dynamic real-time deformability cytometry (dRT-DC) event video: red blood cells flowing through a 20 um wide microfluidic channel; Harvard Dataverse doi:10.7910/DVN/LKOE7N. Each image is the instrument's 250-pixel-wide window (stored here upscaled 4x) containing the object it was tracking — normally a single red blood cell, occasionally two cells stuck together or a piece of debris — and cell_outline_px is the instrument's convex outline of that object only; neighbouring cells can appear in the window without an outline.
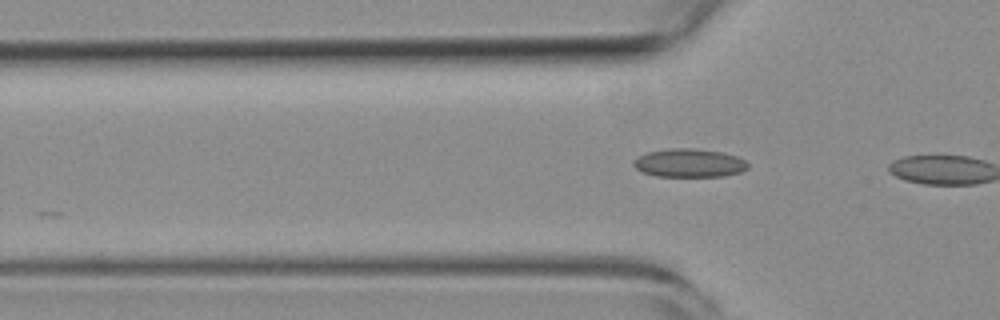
{"species": "common noctule bat (a hibernating species)", "species_latin": "Nyctalus noctula", "temperature_condition": "room temperature", "stored_images_in_passage": 5, "camera_frame_rate_fps": 3000, "um_per_image_px": 0.085, "animal": {"sex": "female", "body_mass_g": 19.3, "forearm_length_mm": 54.1}, "frame": {"image": 1, "passage_image": 3, "time_ms": 3.0, "image_size_px": [1000, 320], "cell_outline_px": [[748, 168], [740, 172], [724, 176], [656, 176], [644, 172], [636, 168], [632, 164], [632, 160], [648, 152], [668, 148], [692, 148], [724, 152], [736, 156], [744, 160], [748, 164]], "centroid_in_image_um": [58.59, 13.85], "position_along_channel_um": 67.2, "area_um2": 18.9}}